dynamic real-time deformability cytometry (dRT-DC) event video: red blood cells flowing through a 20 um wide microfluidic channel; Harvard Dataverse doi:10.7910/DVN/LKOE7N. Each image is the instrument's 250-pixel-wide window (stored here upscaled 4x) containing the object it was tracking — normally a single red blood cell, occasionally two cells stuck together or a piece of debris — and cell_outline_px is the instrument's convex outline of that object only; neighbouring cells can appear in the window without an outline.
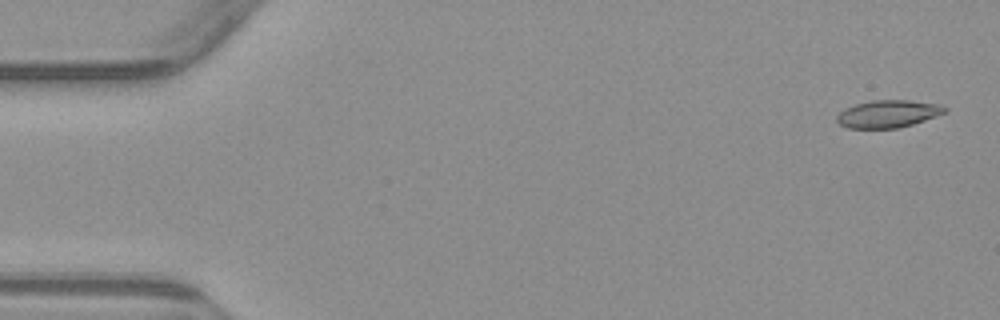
{"species": "common noctule bat (a hibernating species)", "species_latin": "Nyctalus noctula", "temperature_condition": "warm", "stored_images_in_passage": 5, "camera_frame_rate_fps": 3000, "um_per_image_px": 0.085, "animal": {"sex": "male", "body_mass_g": 23.1, "forearm_length_mm": 52.7}, "frame": {"image": 1, "passage_image": 1, "time_ms": 0.0, "image_size_px": [1000, 320], "cell_outline_px": [[948, 112], [900, 128], [848, 128], [840, 124], [836, 120], [836, 116], [844, 108], [856, 104], [872, 100], [908, 100], [940, 104], [948, 108]], "centroid_in_image_um": [75.5, 9.67], "position_along_channel_um": 9.5, "area_um2": 17.34}}
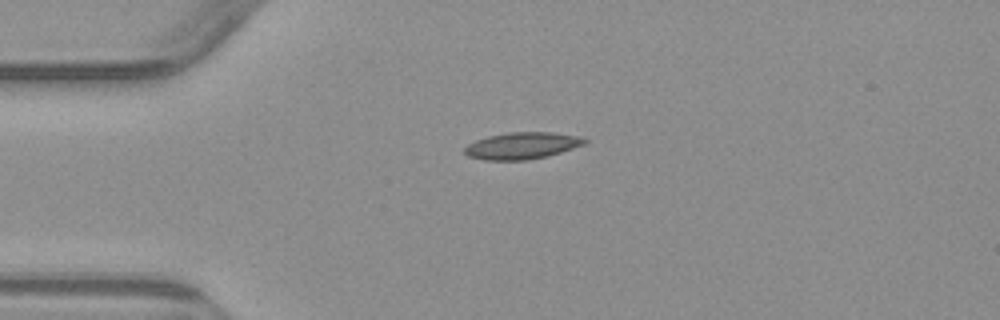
{"frame": {"image": 2, "passage_image": 4, "time_ms": 3.667, "image_size_px": [1000, 320], "cell_outline_px": [[588, 140], [584, 144], [548, 156], [528, 160], [484, 160], [468, 156], [464, 152], [464, 148], [468, 144], [476, 140], [488, 136], [508, 132], [552, 132], [580, 136]], "centroid_in_image_um": [44.36, 12.38], "position_along_channel_um": 40.6, "area_um2": 18.73}}